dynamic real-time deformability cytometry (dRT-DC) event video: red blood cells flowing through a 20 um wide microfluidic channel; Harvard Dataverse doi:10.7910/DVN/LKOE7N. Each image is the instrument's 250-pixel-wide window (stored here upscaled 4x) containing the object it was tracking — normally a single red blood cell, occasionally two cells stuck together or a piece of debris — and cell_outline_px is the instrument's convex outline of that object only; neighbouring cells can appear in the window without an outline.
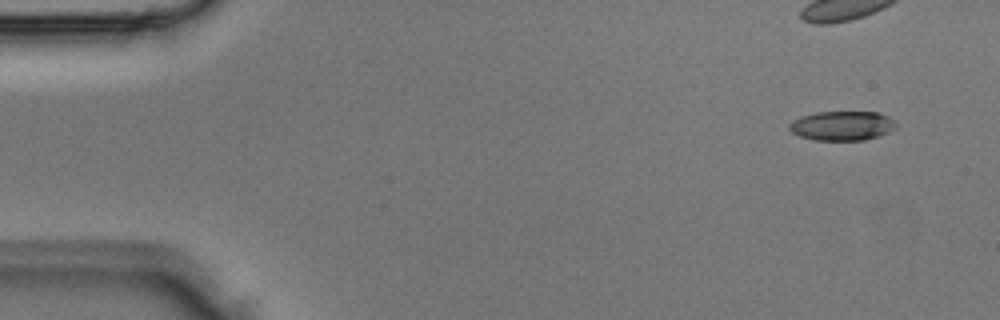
{"species": "Egyptian fruit bat (a non-hibernating species)", "species_latin": "Rousettus aegyptiacus", "temperature_condition": "room temperature", "stored_images_in_passage": 3, "camera_frame_rate_fps": 3000, "um_per_image_px": 0.085, "animal": {"sex": "male"}, "frame": {"image": 1, "passage_image": 1, "time_ms": 0.0, "image_size_px": [1000, 320], "cell_outline_px": [[896, 128], [880, 136], [864, 140], [812, 140], [800, 136], [792, 132], [788, 128], [788, 124], [792, 120], [800, 116], [816, 112], [880, 112], [896, 120]], "centroid_in_image_um": [71.59, 10.68], "position_along_channel_um": 13.4, "area_um2": 18.55}}